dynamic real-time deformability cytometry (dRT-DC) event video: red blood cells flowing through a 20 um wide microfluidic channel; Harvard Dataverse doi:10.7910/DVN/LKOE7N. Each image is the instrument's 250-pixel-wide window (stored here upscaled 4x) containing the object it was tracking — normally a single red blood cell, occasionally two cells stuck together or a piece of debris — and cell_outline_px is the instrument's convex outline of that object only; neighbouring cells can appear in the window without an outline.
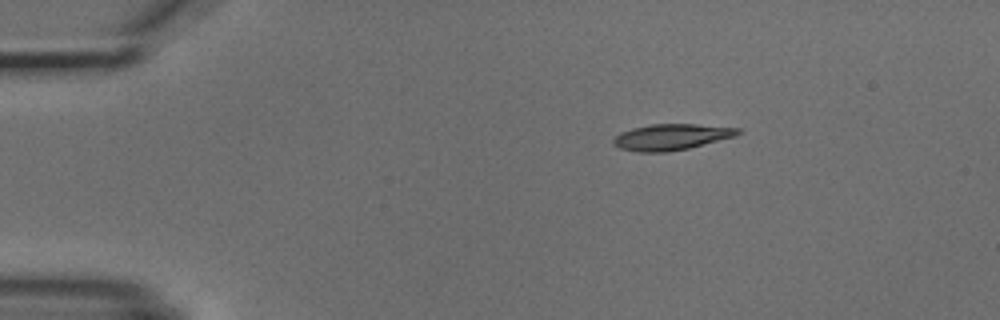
{"species": "common noctule bat (a hibernating species)", "species_latin": "Nyctalus noctula", "temperature_condition": "cold", "stored_images_in_passage": 3, "camera_frame_rate_fps": 3000, "um_per_image_px": 0.085, "animal": {"sex": "male", "body_mass_g": 18.8}, "frame": {"image": 1, "passage_image": 1, "time_ms": 0.0, "image_size_px": [1000, 320], "cell_outline_px": [[740, 132], [736, 136], [688, 148], [664, 152], [636, 152], [620, 148], [612, 144], [612, 140], [620, 132], [632, 128], [652, 124], [696, 124], [740, 128]], "centroid_in_image_um": [57.03, 11.64], "position_along_channel_um": 28.0, "area_um2": 18.84}}
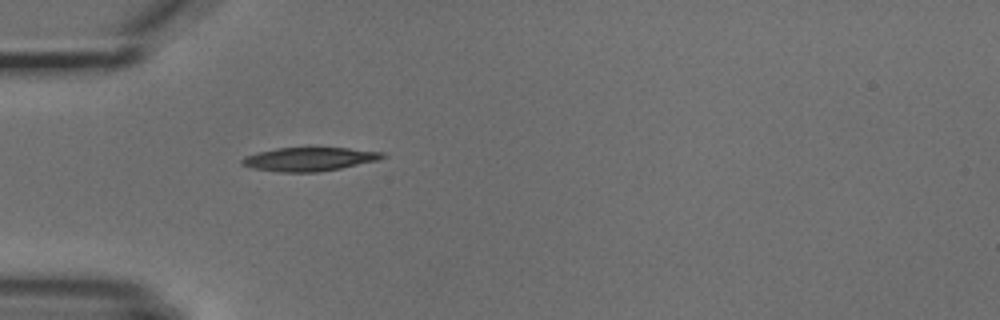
{"frame": {"image": 2, "passage_image": 3, "time_ms": 2.333, "image_size_px": [1000, 320], "cell_outline_px": [[388, 156], [380, 160], [340, 168], [316, 172], [280, 172], [252, 168], [240, 164], [240, 160], [244, 156], [256, 152], [276, 148], [348, 148], [384, 152]], "centroid_in_image_um": [26.28, 13.52], "position_along_channel_um": 58.7, "area_um2": 19.48}}